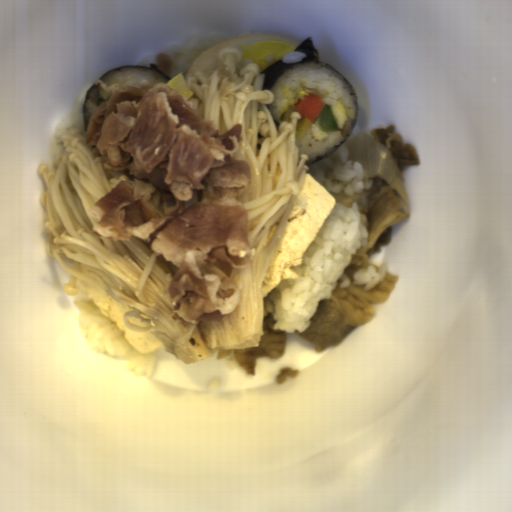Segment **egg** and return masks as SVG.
<instances>
[{
	"instance_id": "egg-1",
	"label": "egg",
	"mask_w": 512,
	"mask_h": 512,
	"mask_svg": "<svg viewBox=\"0 0 512 512\" xmlns=\"http://www.w3.org/2000/svg\"><path fill=\"white\" fill-rule=\"evenodd\" d=\"M301 42L279 34H251L233 37L203 51L186 71L183 79L187 86L188 79L196 72L210 75L219 65L224 48H237L242 60L256 61L260 73L268 66L282 59L288 52H293Z\"/></svg>"
},
{
	"instance_id": "egg-2",
	"label": "egg",
	"mask_w": 512,
	"mask_h": 512,
	"mask_svg": "<svg viewBox=\"0 0 512 512\" xmlns=\"http://www.w3.org/2000/svg\"><path fill=\"white\" fill-rule=\"evenodd\" d=\"M332 114H333V117L335 119V122H336V126L337 128H340V129H343L346 122H347V118H348V115L345 111V108L343 106V103L342 101H336L330 108Z\"/></svg>"
}]
</instances>
